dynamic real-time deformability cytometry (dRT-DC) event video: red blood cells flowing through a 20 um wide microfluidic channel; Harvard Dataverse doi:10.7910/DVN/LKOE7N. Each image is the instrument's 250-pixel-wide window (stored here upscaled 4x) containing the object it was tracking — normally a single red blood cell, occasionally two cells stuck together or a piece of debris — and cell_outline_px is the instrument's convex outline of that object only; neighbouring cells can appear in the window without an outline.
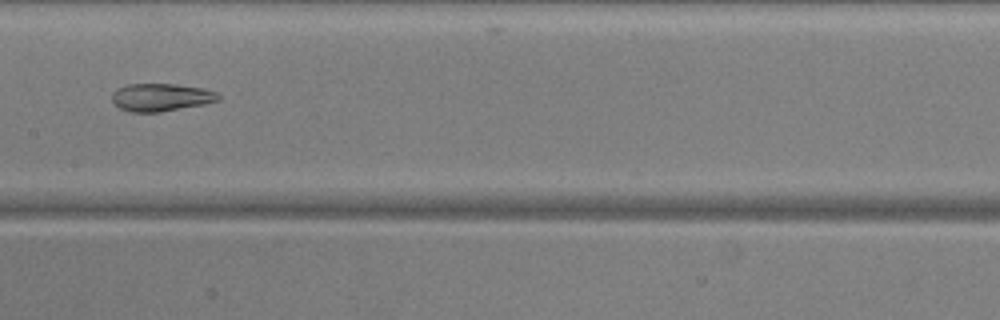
{"species": "common noctule bat (a hibernating species)", "species_latin": "Nyctalus noctula", "temperature_condition": "warm", "stored_images_in_passage": 39, "camera_frame_rate_fps": 3000, "um_per_image_px": 0.085, "animal": {"sex": "male", "body_mass_g": 20.5, "forearm_length_mm": 52.5}, "frame": {"image": 1, "passage_image": 14, "time_ms": 4.333, "image_size_px": [1000, 320], "cell_outline_px": [[220, 100], [204, 104], [160, 112], [132, 112], [120, 108], [112, 100], [112, 92], [116, 88], [128, 84], [176, 84], [204, 88], [216, 92], [220, 96]], "centroid_in_image_um": [13.69, 8.26], "position_along_channel_um": 193.7, "area_um2": 17.22}}
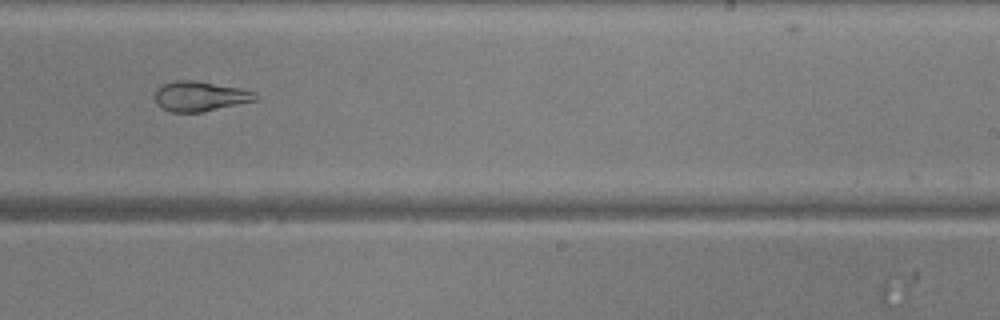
{"frame": {"image": 2, "passage_image": 20, "time_ms": 6.333, "image_size_px": [1000, 320], "cell_outline_px": [[260, 96], [256, 100], [200, 112], [172, 112], [164, 108], [156, 100], [156, 88], [164, 84], [176, 80], [196, 80], [240, 88], [256, 92]], "centroid_in_image_um": [17.04, 8.16], "position_along_channel_um": 272.0, "area_um2": 17.28}}
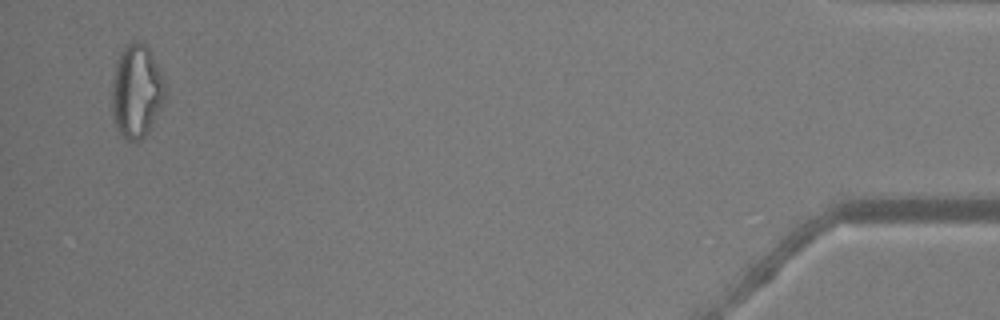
{"frame": {"image": 3, "passage_image": 38, "time_ms": 12.333, "image_size_px": [1000, 320], "cell_outline_px": [[168, 92], [148, 132], [136, 144], [124, 140], [116, 128], [112, 116], [112, 84], [116, 64], [120, 52], [132, 40], [140, 40], [148, 48], [160, 68], [168, 88]], "centroid_in_image_um": [11.62, 7.78], "position_along_channel_um": 423.6, "area_um2": 29.54}, "authors_computed_cell_mechanics": {"area_um2": 19.363, "velocity_mm_per_s": 3.9326, "shape_relaxation_time_tau1_ms": null, "shape_relaxation_time_tau2_ms": 2.7577, "deformation_change_tau1": null, "deformation_change_tau2": 0.1202}}